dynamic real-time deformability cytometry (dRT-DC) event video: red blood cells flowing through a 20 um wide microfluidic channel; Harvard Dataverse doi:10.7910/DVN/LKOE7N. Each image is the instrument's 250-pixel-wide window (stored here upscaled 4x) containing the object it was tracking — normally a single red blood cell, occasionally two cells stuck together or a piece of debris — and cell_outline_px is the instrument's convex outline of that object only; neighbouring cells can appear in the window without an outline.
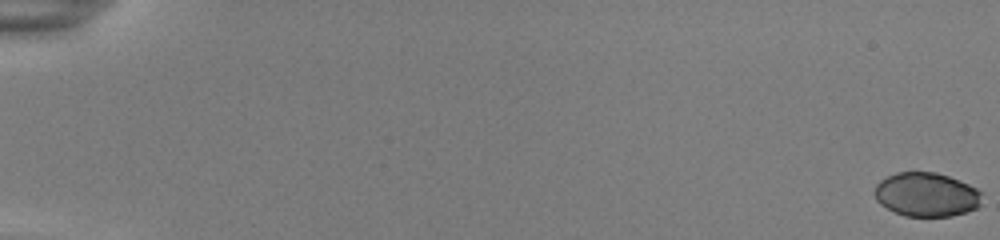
{"species": "common noctule bat (a hibernating species)", "species_latin": "Nyctalus noctula", "temperature_condition": "room temperature", "stored_images_in_passage": 56, "camera_frame_rate_fps": 3000, "um_per_image_px": 0.085, "animal": {"sex": "female", "body_mass_g": 22.0, "forearm_length_mm": 56.7}, "frame": {"image": 1, "passage_image": 1, "time_ms": 0.0, "image_size_px": [1000, 240], "cell_outline_px": [[984, 192], [980, 204], [976, 208], [952, 216], [904, 216], [880, 204], [876, 200], [872, 192], [876, 184], [880, 180], [896, 172], [936, 172], [948, 176], [968, 184]], "centroid_in_image_um": [78.73, 16.53], "position_along_channel_um": 6.3, "area_um2": 27.69}}
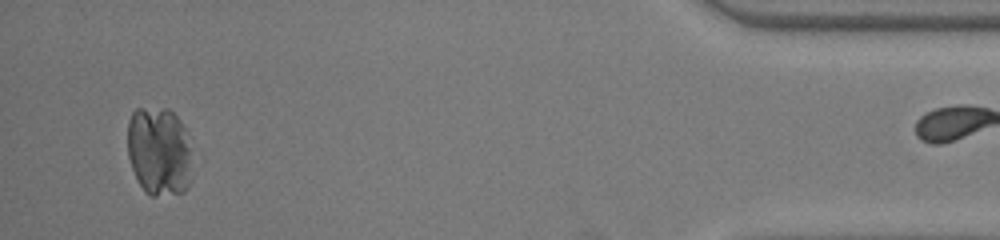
{"frame": {"image": 2, "passage_image": 53, "time_ms": 17.333, "image_size_px": [1000, 240], "cell_outline_px": [[188, 184], [184, 192], [156, 196], [152, 196], [144, 192], [132, 168], [128, 156], [128, 120], [132, 112], [136, 108], [168, 108], [180, 120], [184, 128], [188, 148]], "centroid_in_image_um": [13.45, 12.84], "position_along_channel_um": 421.7, "area_um2": 32.89}}